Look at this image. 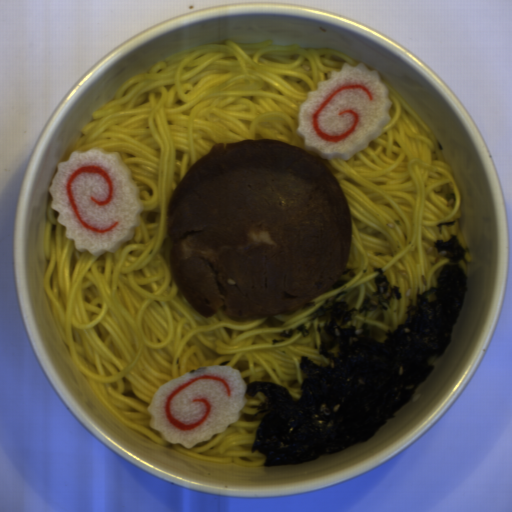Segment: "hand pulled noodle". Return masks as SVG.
<instances>
[{
	"instance_id": "1",
	"label": "hand pulled noodle",
	"mask_w": 512,
	"mask_h": 512,
	"mask_svg": "<svg viewBox=\"0 0 512 512\" xmlns=\"http://www.w3.org/2000/svg\"><path fill=\"white\" fill-rule=\"evenodd\" d=\"M343 64H361L331 47L247 43L228 40L173 53L147 72L127 78L113 99L81 128L74 151L119 154L132 173L142 207L129 242L115 253L93 256L75 249L58 221L51 198L45 221L47 269L43 288L58 333L98 401L117 419L189 456L259 466L251 452L259 423L238 419L209 441L186 448L150 428L148 408L169 381L210 365H228L246 383L266 380L302 391L303 356L327 366L320 355L318 321L308 316L339 292L359 309L377 287L381 268L401 301L349 320L389 330L404 321L410 300L437 285L449 258L436 240L455 234L466 247L458 179L432 132L388 83L391 120L383 134L349 160L320 156L337 179L350 210L353 234L347 269L355 278L325 291L311 303L275 316L232 321L222 313L203 316L180 293L169 269V204L191 165L214 143L273 139L304 147L297 132L309 91ZM456 195L454 209L445 196ZM439 234L436 223L454 221ZM467 248V247H466ZM306 324L310 333L285 339L283 329ZM285 343L271 345V341Z\"/></svg>"
},
{
	"instance_id": "2",
	"label": "hand pulled noodle",
	"mask_w": 512,
	"mask_h": 512,
	"mask_svg": "<svg viewBox=\"0 0 512 512\" xmlns=\"http://www.w3.org/2000/svg\"><path fill=\"white\" fill-rule=\"evenodd\" d=\"M244 399L245 407L241 410V412H244L247 415H253L257 413L260 403L264 401V394L263 392H258L255 396H251L244 392Z\"/></svg>"
},
{
	"instance_id": "3",
	"label": "hand pulled noodle",
	"mask_w": 512,
	"mask_h": 512,
	"mask_svg": "<svg viewBox=\"0 0 512 512\" xmlns=\"http://www.w3.org/2000/svg\"><path fill=\"white\" fill-rule=\"evenodd\" d=\"M470 263H472V254L470 251H468L464 256V260L460 261V266L465 274L468 270Z\"/></svg>"
}]
</instances>
